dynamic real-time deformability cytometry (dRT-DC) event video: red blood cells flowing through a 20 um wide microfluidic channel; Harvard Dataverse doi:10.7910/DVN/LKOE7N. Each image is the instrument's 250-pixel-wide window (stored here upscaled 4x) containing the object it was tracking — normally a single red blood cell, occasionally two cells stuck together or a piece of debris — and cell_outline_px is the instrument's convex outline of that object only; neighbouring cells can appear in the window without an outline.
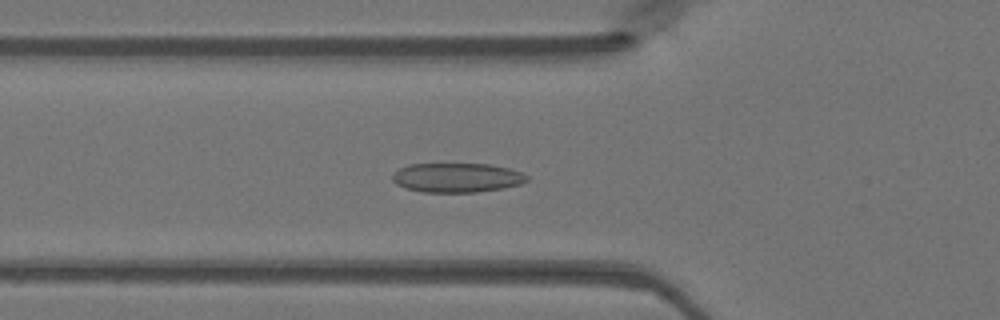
{"species": "Egyptian fruit bat (a non-hibernating species)", "species_latin": "Rousettus aegyptiacus", "temperature_condition": "warm", "stored_images_in_passage": 37, "camera_frame_rate_fps": 3000, "um_per_image_px": 0.085, "animal": {"sex": "female"}, "frame": {"image": 1, "passage_image": 16, "time_ms": 5.0, "image_size_px": [1000, 320], "cell_outline_px": [[528, 180], [520, 184], [504, 188], [476, 192], [424, 192], [404, 188], [396, 184], [392, 180], [392, 172], [408, 164], [488, 164], [508, 168], [520, 172], [528, 176]], "centroid_in_image_um": [38.8, 15.1], "position_along_channel_um": 87.0, "area_um2": 23.06}}
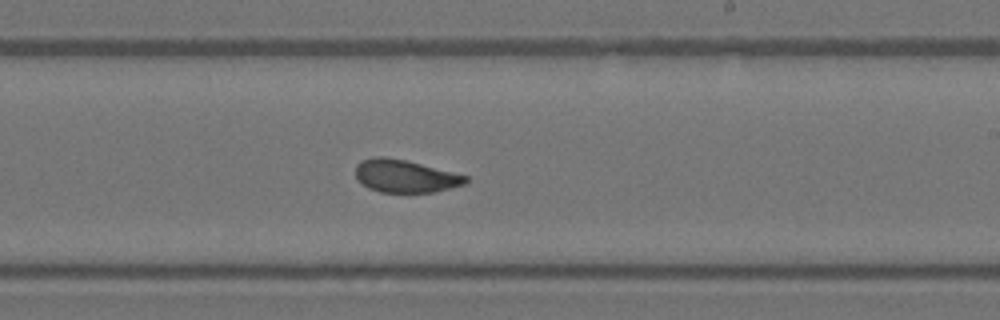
{"frame": {"image": 2, "passage_image": 28, "time_ms": 9.0, "image_size_px": [1000, 320], "cell_outline_px": [[468, 180], [464, 184], [436, 192], [380, 192], [368, 188], [356, 176], [356, 164], [360, 160], [376, 156], [384, 156], [404, 160], [468, 176]], "centroid_in_image_um": [34.42, 14.97], "position_along_channel_um": 254.6, "area_um2": 20.75}}
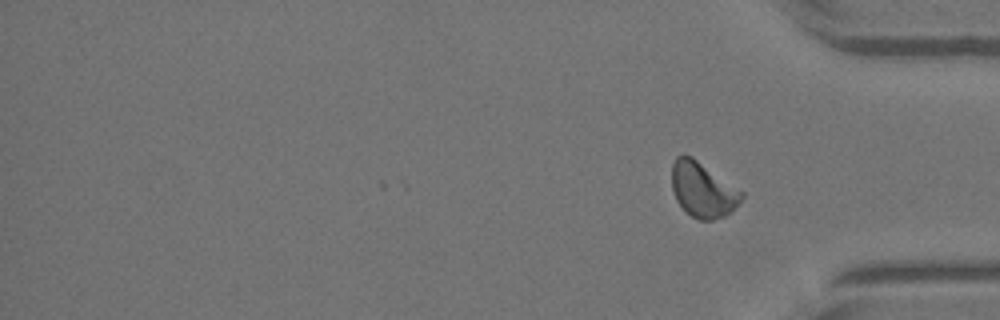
{"frame": {"image": 3, "passage_image": 37, "time_ms": 12.0, "image_size_px": [1000, 320], "cell_outline_px": [[744, 196], [724, 216], [712, 220], [700, 220], [692, 216], [676, 200], [672, 188], [672, 164], [676, 156], [684, 152], [692, 156], [744, 192]], "centroid_in_image_um": [59.7, 16.08], "position_along_channel_um": 375.5, "area_um2": 22.2}}